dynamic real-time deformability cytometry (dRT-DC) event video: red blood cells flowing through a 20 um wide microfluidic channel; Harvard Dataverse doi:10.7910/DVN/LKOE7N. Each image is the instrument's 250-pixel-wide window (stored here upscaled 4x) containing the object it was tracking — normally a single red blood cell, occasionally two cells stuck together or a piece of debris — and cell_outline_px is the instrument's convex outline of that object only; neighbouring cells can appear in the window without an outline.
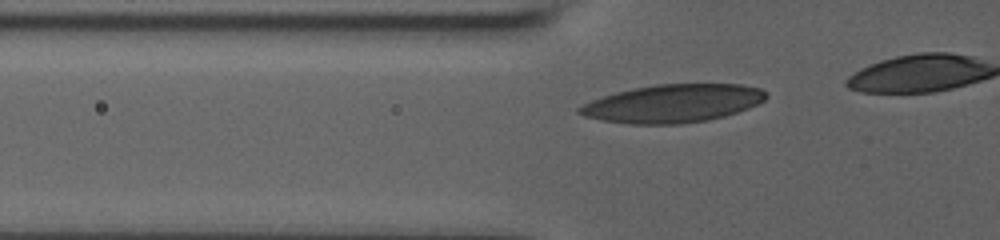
{"species": "human", "species_latin": "Homo sapiens", "temperature_condition": "room temperature", "stored_images_in_passage": 15, "camera_frame_rate_fps": 3000, "um_per_image_px": 0.085, "donor": {"sex": "male"}, "frame": {"image": 1, "passage_image": 8, "time_ms": 2.333, "image_size_px": [1000, 240], "cell_outline_px": [[768, 96], [764, 100], [748, 108], [724, 116], [708, 120], [680, 124], [628, 124], [600, 120], [584, 116], [576, 112], [576, 108], [592, 100], [616, 92], [632, 88], [656, 84], [740, 84], [760, 88], [768, 92]], "centroid_in_image_um": [57.18, 8.79], "position_along_channel_um": 68.6, "area_um2": 41.5}}
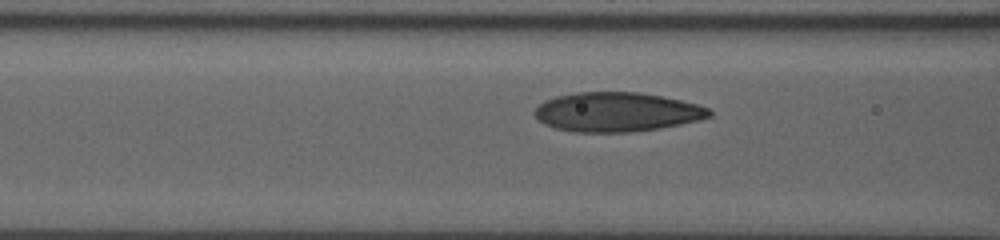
{"frame": {"image": 2, "passage_image": 12, "time_ms": 3.667, "image_size_px": [1000, 240], "cell_outline_px": [[712, 116], [700, 120], [660, 128], [628, 132], [572, 132], [556, 128], [544, 124], [532, 112], [544, 100], [556, 96], [576, 92], [640, 92], [680, 100], [696, 104], [708, 108], [712, 112]], "centroid_in_image_um": [52.41, 9.52], "position_along_channel_um": 114.2, "area_um2": 40.0}}